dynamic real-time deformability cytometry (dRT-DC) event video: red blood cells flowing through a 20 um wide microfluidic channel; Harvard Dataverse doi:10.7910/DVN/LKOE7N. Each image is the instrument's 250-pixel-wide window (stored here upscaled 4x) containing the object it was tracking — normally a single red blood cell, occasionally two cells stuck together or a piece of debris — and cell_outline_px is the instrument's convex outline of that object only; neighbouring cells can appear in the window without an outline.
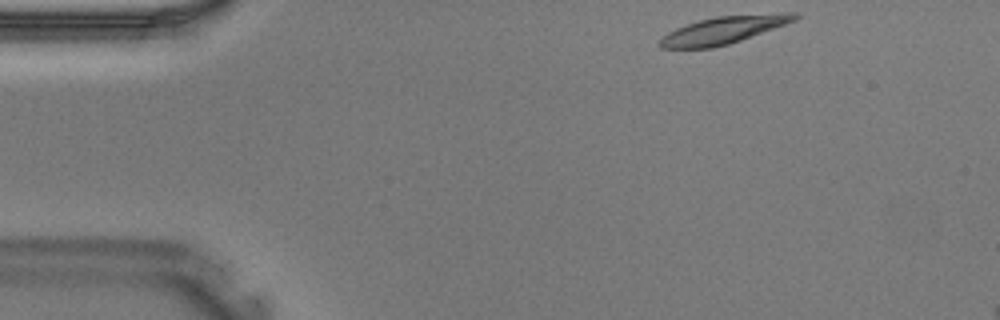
{"species": "Egyptian fruit bat (a non-hibernating species)", "species_latin": "Rousettus aegyptiacus", "temperature_condition": "warm", "stored_images_in_passage": 7, "camera_frame_rate_fps": 3000, "um_per_image_px": 0.085, "animal": {"sex": "male"}, "frame": {"image": 1, "passage_image": 1, "time_ms": 0.0, "image_size_px": [1000, 320], "cell_outline_px": [[800, 16], [796, 20], [740, 40], [728, 44], [712, 48], [660, 48], [656, 44], [668, 32], [676, 28], [700, 20], [716, 16], [780, 12], [796, 12]], "centroid_in_image_um": [61.52, 2.54], "position_along_channel_um": 23.5, "area_um2": 21.44}}